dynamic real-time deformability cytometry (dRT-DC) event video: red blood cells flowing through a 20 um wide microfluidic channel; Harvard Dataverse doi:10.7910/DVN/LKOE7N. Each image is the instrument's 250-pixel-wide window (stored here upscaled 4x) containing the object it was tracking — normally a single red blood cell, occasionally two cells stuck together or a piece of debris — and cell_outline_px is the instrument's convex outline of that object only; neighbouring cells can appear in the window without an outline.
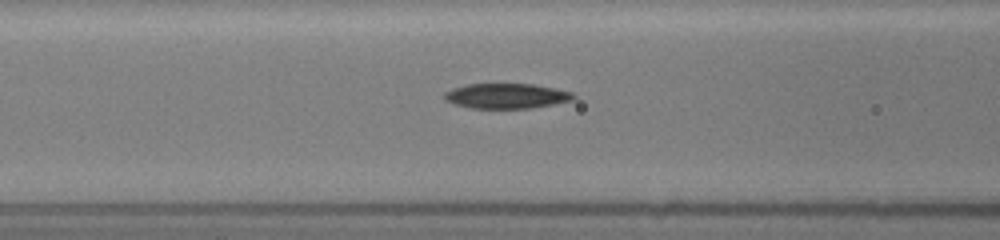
{"species": "common noctule bat (a hibernating species)", "species_latin": "Nyctalus noctula", "temperature_condition": "room temperature", "stored_images_in_passage": 26, "camera_frame_rate_fps": 3000, "um_per_image_px": 0.085, "animal": {"sex": "female", "body_mass_g": 19.5, "forearm_length_mm": 54.1}, "frame": {"image": 1, "passage_image": 5, "time_ms": 1.333, "image_size_px": [1000, 240], "cell_outline_px": [[576, 96], [572, 100], [532, 108], [468, 108], [444, 100], [444, 92], [452, 88], [468, 84], [532, 84], [556, 88], [572, 92]], "centroid_in_image_um": [43.03, 8.15], "position_along_channel_um": 123.6, "area_um2": 18.84}}
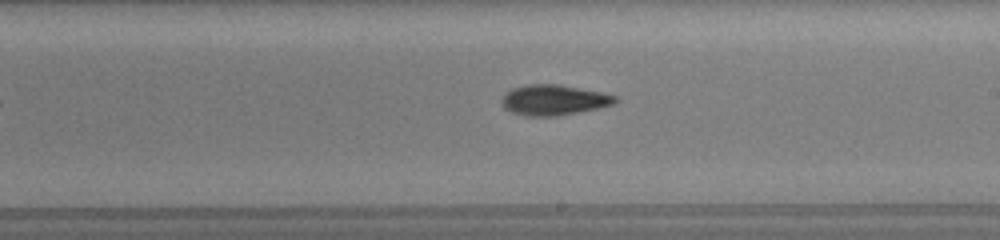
{"frame": {"image": 2, "passage_image": 14, "time_ms": 4.333, "image_size_px": [1000, 240], "cell_outline_px": [[620, 100], [616, 104], [600, 108], [556, 116], [528, 116], [512, 112], [504, 108], [500, 100], [512, 88], [528, 84], [560, 84], [600, 92], [616, 96]], "centroid_in_image_um": [47.11, 8.5], "position_along_channel_um": 241.9, "area_um2": 20.17}}
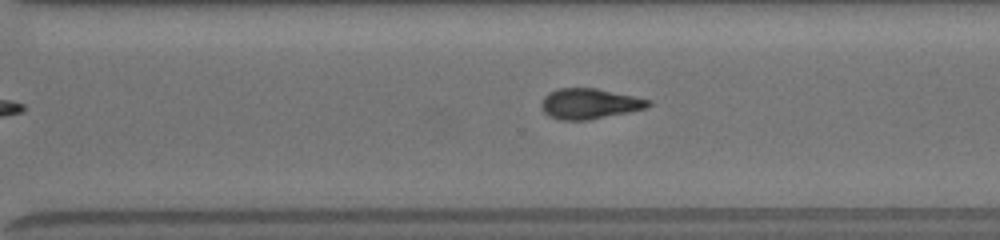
{"frame": {"image": 3, "passage_image": 20, "time_ms": 6.333, "image_size_px": [1000, 240], "cell_outline_px": [[652, 104], [648, 108], [588, 120], [560, 120], [548, 116], [544, 112], [540, 104], [544, 96], [548, 92], [556, 88], [596, 88], [636, 96], [652, 100]], "centroid_in_image_um": [50.11, 8.81], "position_along_channel_um": 320.5, "area_um2": 19.25}}